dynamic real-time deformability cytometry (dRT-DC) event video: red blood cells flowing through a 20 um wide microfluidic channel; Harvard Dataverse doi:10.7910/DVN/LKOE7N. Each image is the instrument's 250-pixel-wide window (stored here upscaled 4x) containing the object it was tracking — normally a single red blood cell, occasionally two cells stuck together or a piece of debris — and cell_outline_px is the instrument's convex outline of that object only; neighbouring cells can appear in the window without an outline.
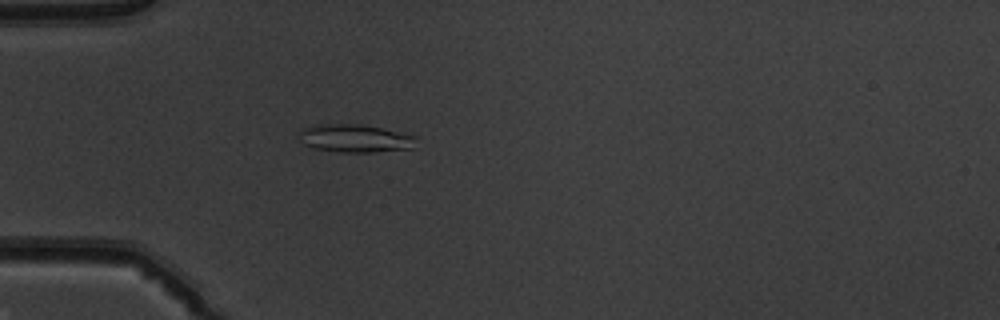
{"species": "common noctule bat (a hibernating species)", "species_latin": "Nyctalus noctula", "temperature_condition": "warm", "stored_images_in_passage": 43, "camera_frame_rate_fps": 3000, "um_per_image_px": 0.085, "animal": {"sex": "male", "body_mass_g": 19.5, "forearm_length_mm": 54.6}, "frame": {"image": 1, "passage_image": 8, "time_ms": 2.333, "image_size_px": [1000, 320], "cell_outline_px": [[416, 148], [376, 152], [340, 152], [312, 148], [304, 144], [300, 140], [296, 132], [300, 128], [316, 124], [360, 124], [380, 128], [416, 136]], "centroid_in_image_um": [30.13, 11.76], "position_along_channel_um": 54.9, "area_um2": 19.42}}
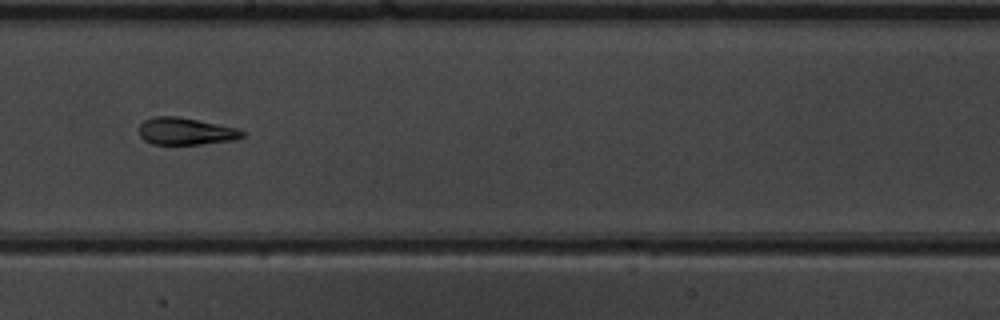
{"frame": {"image": 2, "passage_image": 22, "time_ms": 7.0, "image_size_px": [1000, 320], "cell_outline_px": [[244, 136], [232, 140], [200, 144], [152, 144], [144, 140], [140, 136], [140, 124], [144, 120], [156, 116], [176, 116], [236, 128], [244, 132]], "centroid_in_image_um": [15.74, 11.16], "position_along_channel_um": 232.5, "area_um2": 16.01}}
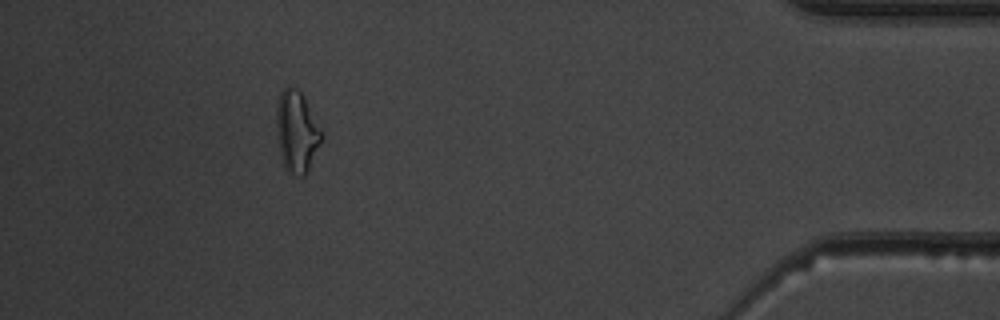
{"frame": {"image": 3, "passage_image": 39, "time_ms": 12.667, "image_size_px": [1000, 320], "cell_outline_px": [[324, 136], [308, 172], [304, 176], [300, 176], [284, 168], [276, 136], [276, 108], [280, 92], [288, 84], [296, 88], [304, 96], [324, 132]], "centroid_in_image_um": [25.24, 11.16], "position_along_channel_um": 410.0, "area_um2": 21.85}, "authors_computed_cell_mechanics": {"area_um2": 17.1666, "velocity_mm_per_s": 4.0172, "shape_relaxation_time_tau1_ms": null, "shape_relaxation_time_tau2_ms": 2.1064, "deformation_change_tau1": null, "deformation_change_tau2": 0.0917}}